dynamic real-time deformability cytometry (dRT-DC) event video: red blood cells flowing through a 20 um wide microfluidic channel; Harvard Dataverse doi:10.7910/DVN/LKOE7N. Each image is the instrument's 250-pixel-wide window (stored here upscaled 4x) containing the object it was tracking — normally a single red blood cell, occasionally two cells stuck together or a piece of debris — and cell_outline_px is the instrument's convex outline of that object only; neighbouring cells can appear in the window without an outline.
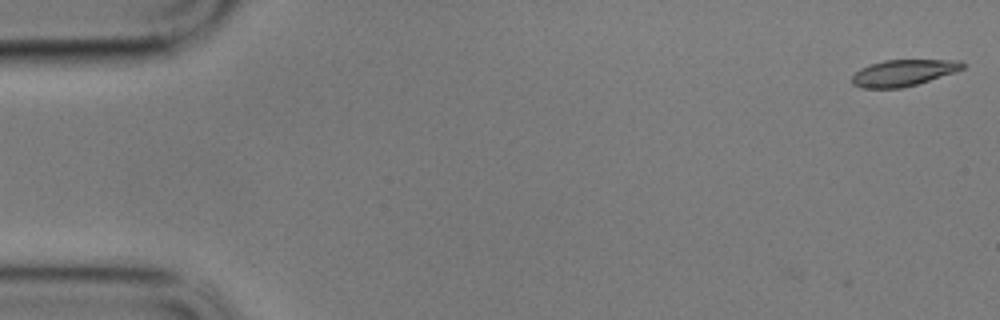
{"species": "common noctule bat (a hibernating species)", "species_latin": "Nyctalus noctula", "temperature_condition": "cold", "stored_images_in_passage": 16, "camera_frame_rate_fps": 3000, "um_per_image_px": 0.085, "animal": {"sex": "male", "body_mass_g": 17.9}, "frame": {"image": 1, "passage_image": 1, "time_ms": 0.0, "image_size_px": [1000, 320], "cell_outline_px": [[964, 68], [956, 72], [916, 84], [900, 88], [864, 88], [852, 84], [852, 76], [860, 68], [868, 64], [884, 60], [960, 60], [964, 64]], "centroid_in_image_um": [76.77, 6.18], "position_along_channel_um": 8.2, "area_um2": 16.99}}
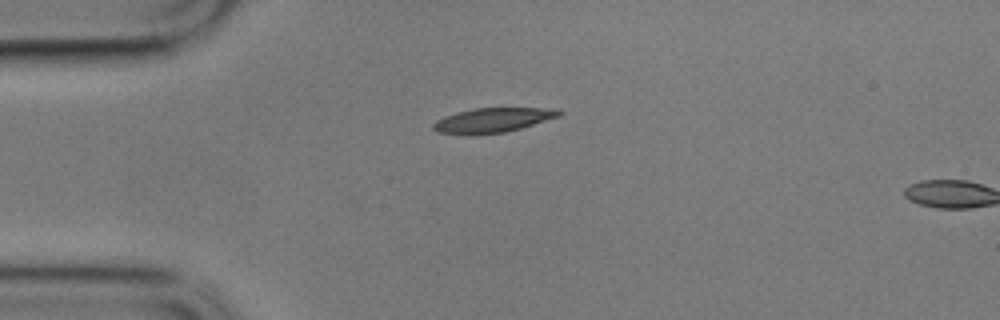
{"frame": {"image": 2, "passage_image": 14, "time_ms": 4.333, "image_size_px": [1000, 320], "cell_outline_px": [[564, 112], [560, 116], [520, 128], [504, 132], [472, 136], [436, 132], [432, 128], [432, 124], [436, 120], [444, 116], [456, 112], [476, 108], [560, 108]], "centroid_in_image_um": [41.86, 10.22], "position_along_channel_um": 43.1, "area_um2": 18.32}}